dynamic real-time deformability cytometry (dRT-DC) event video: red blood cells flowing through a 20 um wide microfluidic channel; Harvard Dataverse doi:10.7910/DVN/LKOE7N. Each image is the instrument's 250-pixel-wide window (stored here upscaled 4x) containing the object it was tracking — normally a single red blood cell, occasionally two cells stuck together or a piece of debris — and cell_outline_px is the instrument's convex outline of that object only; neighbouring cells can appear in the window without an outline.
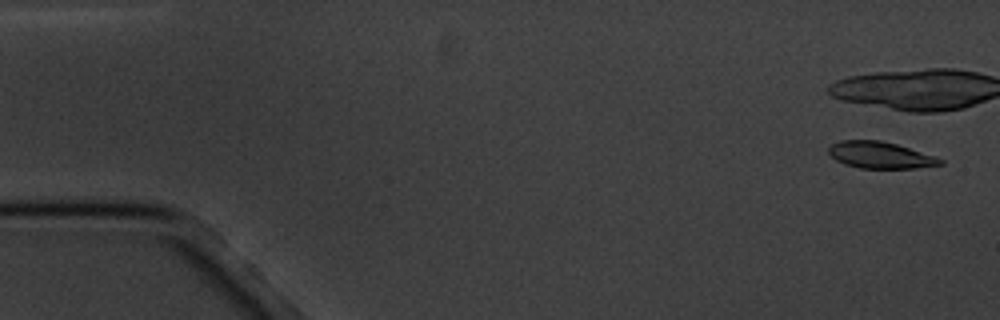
{"species": "common noctule bat (a hibernating species)", "species_latin": "Nyctalus noctula", "temperature_condition": "cold", "stored_images_in_passage": 5, "camera_frame_rate_fps": 3000, "um_per_image_px": 0.085, "animal": {"sex": "male", "body_mass_g": 20.1, "forearm_length_mm": 53.5}, "frame": {"image": 1, "passage_image": 1, "time_ms": 0.0, "image_size_px": [1000, 320], "cell_outline_px": [[944, 164], [916, 168], [860, 168], [844, 164], [836, 160], [828, 152], [828, 148], [832, 144], [840, 140], [880, 140], [896, 144], [936, 156], [944, 160]], "centroid_in_image_um": [74.83, 13.18], "position_along_channel_um": 10.2, "area_um2": 17.34}}